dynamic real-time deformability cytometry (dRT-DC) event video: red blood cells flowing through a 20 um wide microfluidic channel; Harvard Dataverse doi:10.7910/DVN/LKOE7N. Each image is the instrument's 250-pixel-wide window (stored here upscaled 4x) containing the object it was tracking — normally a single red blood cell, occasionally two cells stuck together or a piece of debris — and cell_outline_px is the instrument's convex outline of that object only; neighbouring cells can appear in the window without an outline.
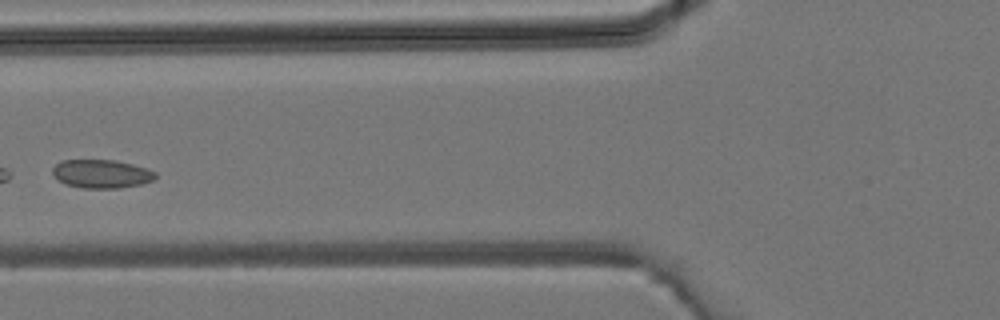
{"species": "common noctule bat (a hibernating species)", "species_latin": "Nyctalus noctula", "temperature_condition": "room temperature", "stored_images_in_passage": 4, "camera_frame_rate_fps": 3000, "um_per_image_px": 0.085, "animal": {"sex": "male", "body_mass_g": 19.2, "forearm_length_mm": 51.8}, "frame": {"image": 1, "passage_image": 4, "time_ms": 1.0, "image_size_px": [1000, 320], "cell_outline_px": [[156, 176], [152, 180], [140, 184], [120, 188], [84, 188], [64, 184], [52, 172], [52, 168], [56, 164], [64, 160], [116, 160], [132, 164], [156, 172]], "centroid_in_image_um": [8.62, 14.77], "position_along_channel_um": 117.2, "area_um2": 16.88}}